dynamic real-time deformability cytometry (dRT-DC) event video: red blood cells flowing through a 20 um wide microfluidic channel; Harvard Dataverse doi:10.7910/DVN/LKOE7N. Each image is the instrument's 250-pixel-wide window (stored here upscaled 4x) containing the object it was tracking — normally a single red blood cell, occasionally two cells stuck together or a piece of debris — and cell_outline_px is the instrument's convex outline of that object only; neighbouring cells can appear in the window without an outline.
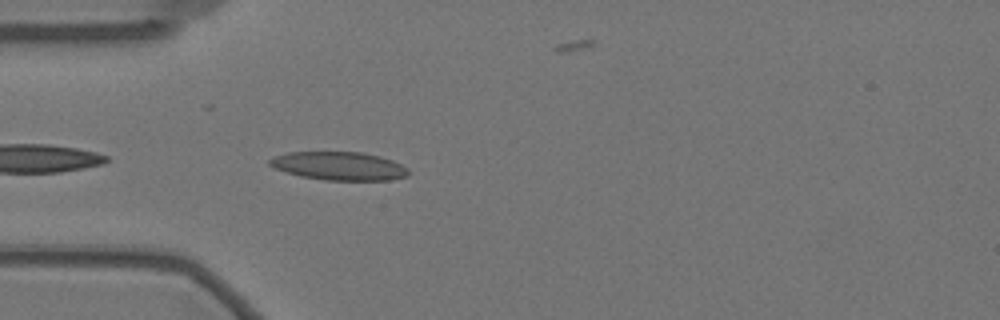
{"species": "Egyptian fruit bat (a non-hibernating species)", "species_latin": "Rousettus aegyptiacus", "temperature_condition": "warm", "stored_images_in_passage": 33, "camera_frame_rate_fps": 3000, "um_per_image_px": 0.085, "animal": {"sex": "female"}, "frame": {"image": 1, "passage_image": 2, "time_ms": 0.333, "image_size_px": [1000, 320], "cell_outline_px": [[408, 176], [388, 180], [324, 180], [300, 176], [276, 168], [268, 164], [268, 160], [272, 156], [288, 152], [360, 152], [392, 160], [408, 168]], "centroid_in_image_um": [28.79, 14.11], "position_along_channel_um": 56.2, "area_um2": 22.77}}
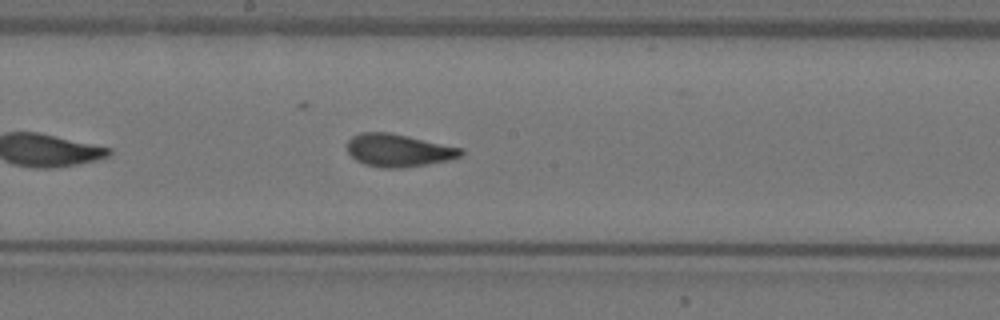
{"frame": {"image": 2, "passage_image": 16, "time_ms": 5.0, "image_size_px": [1000, 320], "cell_outline_px": [[464, 156], [448, 160], [404, 168], [380, 168], [364, 164], [356, 160], [348, 152], [348, 140], [352, 136], [360, 132], [388, 132], [408, 136], [464, 148]], "centroid_in_image_um": [33.9, 12.78], "position_along_channel_um": 214.3, "area_um2": 21.85}}
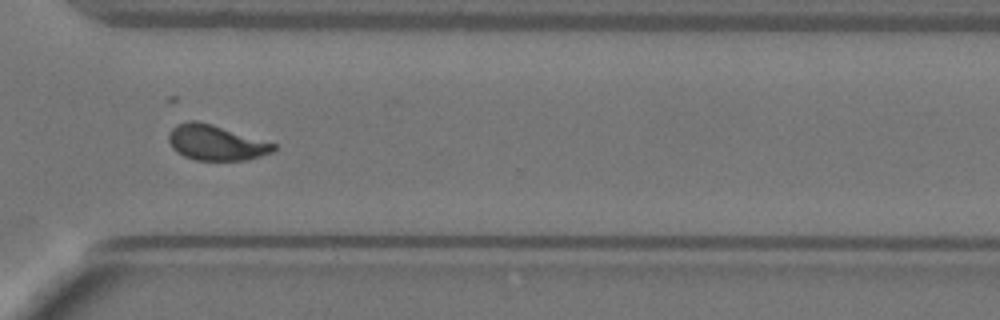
{"frame": {"image": 3, "passage_image": 28, "time_ms": 9.0, "image_size_px": [1000, 320], "cell_outline_px": [[276, 148], [272, 152], [260, 156], [244, 160], [196, 160], [184, 156], [176, 152], [172, 148], [168, 140], [168, 136], [172, 128], [176, 124], [188, 120], [196, 120], [212, 124], [276, 144]], "centroid_in_image_um": [18.31, 12.12], "position_along_channel_um": 352.3, "area_um2": 21.5}, "authors_computed_cell_mechanics": {"area_um2": 21.7906, "velocity_mm_per_s": 3.4563, "shape_relaxation_time_tau1_ms": 9.4439, "shape_relaxation_time_tau2_ms": 1.0962, "deformation_change_tau1": 0.2243, "deformation_change_tau2": 0.0786}}